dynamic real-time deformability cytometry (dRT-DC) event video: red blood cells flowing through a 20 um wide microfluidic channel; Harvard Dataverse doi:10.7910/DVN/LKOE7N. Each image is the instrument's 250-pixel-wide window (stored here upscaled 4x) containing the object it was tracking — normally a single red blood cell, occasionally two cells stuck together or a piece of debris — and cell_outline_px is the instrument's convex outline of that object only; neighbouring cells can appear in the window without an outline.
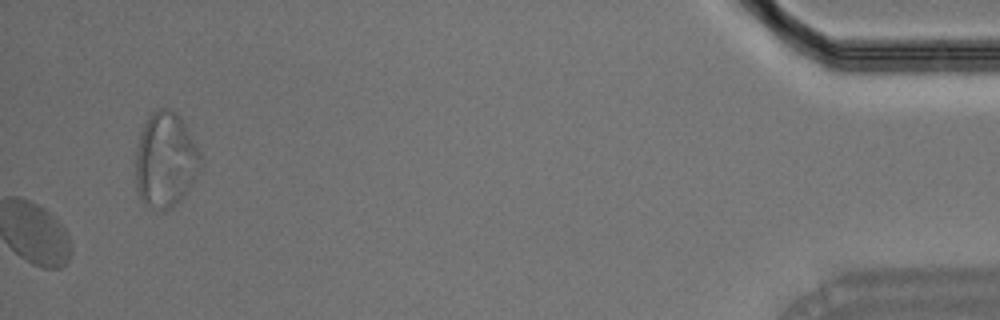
{"species": "Egyptian fruit bat (a non-hibernating species)", "species_latin": "Rousettus aegyptiacus", "temperature_condition": "room temperature", "stored_images_in_passage": 32, "camera_frame_rate_fps": 3000, "um_per_image_px": 0.085, "animal": {"sex": "male"}, "frame": {"image": 1, "passage_image": 32, "time_ms": 10.333, "image_size_px": [1000, 320], "cell_outline_px": [[200, 172], [196, 180], [172, 208], [148, 208], [140, 200], [136, 188], [136, 152], [140, 132], [148, 116], [152, 112], [160, 108], [172, 108], [180, 116], [200, 152]], "centroid_in_image_um": [14.06, 13.59], "position_along_channel_um": 421.1, "area_um2": 36.07}}